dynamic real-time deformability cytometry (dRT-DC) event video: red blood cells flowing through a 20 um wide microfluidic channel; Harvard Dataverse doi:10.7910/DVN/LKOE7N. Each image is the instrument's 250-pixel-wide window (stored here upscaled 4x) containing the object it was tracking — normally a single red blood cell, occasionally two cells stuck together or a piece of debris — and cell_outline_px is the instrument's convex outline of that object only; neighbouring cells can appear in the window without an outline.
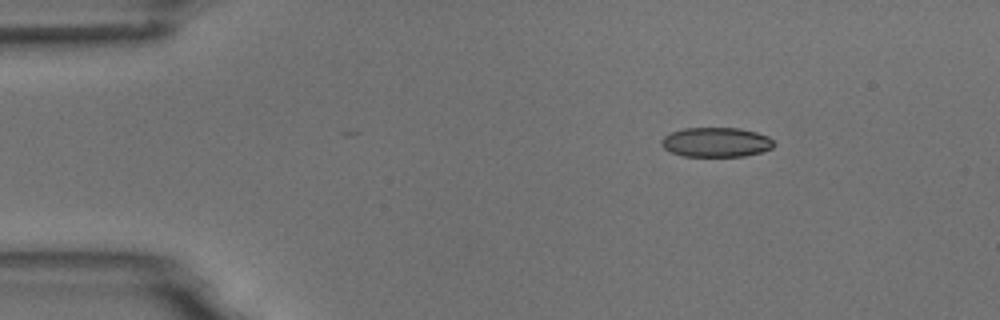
{"species": "common noctule bat (a hibernating species)", "species_latin": "Nyctalus noctula", "temperature_condition": "room temperature", "stored_images_in_passage": 3, "camera_frame_rate_fps": 3000, "um_per_image_px": 0.085, "animal": {"sex": "male", "body_mass_g": 18.8}, "frame": {"image": 1, "passage_image": 1, "time_ms": 0.0, "image_size_px": [1000, 320], "cell_outline_px": [[776, 144], [772, 148], [760, 152], [744, 156], [684, 156], [672, 152], [664, 148], [660, 144], [660, 140], [664, 136], [672, 132], [684, 128], [740, 128], [756, 132], [768, 136]], "centroid_in_image_um": [60.87, 12.08], "position_along_channel_um": 24.1, "area_um2": 19.36}}